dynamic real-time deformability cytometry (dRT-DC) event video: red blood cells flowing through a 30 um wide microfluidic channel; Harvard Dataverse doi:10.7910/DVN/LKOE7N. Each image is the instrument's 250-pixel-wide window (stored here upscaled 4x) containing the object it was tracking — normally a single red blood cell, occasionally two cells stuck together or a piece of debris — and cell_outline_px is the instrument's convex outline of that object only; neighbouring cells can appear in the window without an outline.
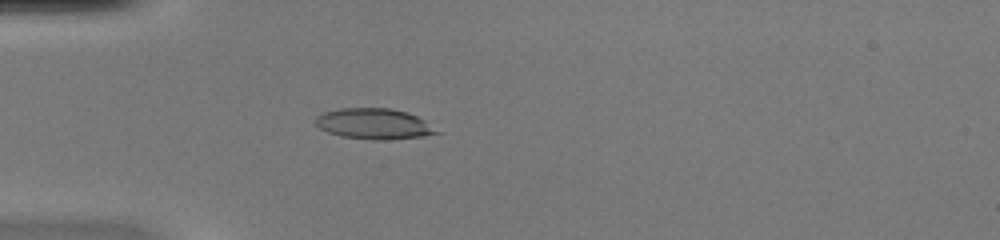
{"species": "common noctule bat (a hibernating species)", "species_latin": "Nyctalus noctula", "temperature_condition": "warm", "stored_images_in_passage": 51, "camera_frame_rate_fps": 3000, "um_per_image_px": 0.085, "animal": {"sex": "female", "body_mass_g": 20.0, "forearm_length_mm": 54.0}, "frame": {"image": 1, "passage_image": 16, "time_ms": 5.0, "image_size_px": [1000, 240], "cell_outline_px": [[444, 132], [424, 136], [388, 140], [372, 140], [340, 136], [328, 132], [320, 128], [316, 124], [316, 116], [324, 112], [340, 108], [392, 108], [408, 112], [424, 120]], "centroid_in_image_um": [31.84, 10.53], "position_along_channel_um": 53.2, "area_um2": 21.91}}
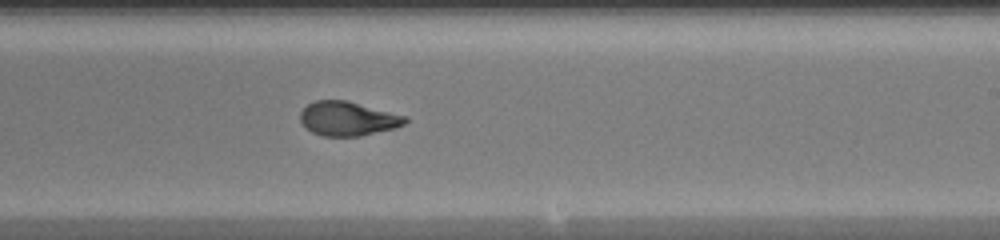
{"frame": {"image": 2, "passage_image": 32, "time_ms": 10.333, "image_size_px": [1000, 240], "cell_outline_px": [[408, 120], [404, 124], [396, 128], [360, 136], [320, 136], [312, 132], [300, 120], [300, 112], [308, 104], [316, 100], [348, 100], [408, 116]], "centroid_in_image_um": [29.6, 10.08], "position_along_channel_um": 259.4, "area_um2": 21.04}}
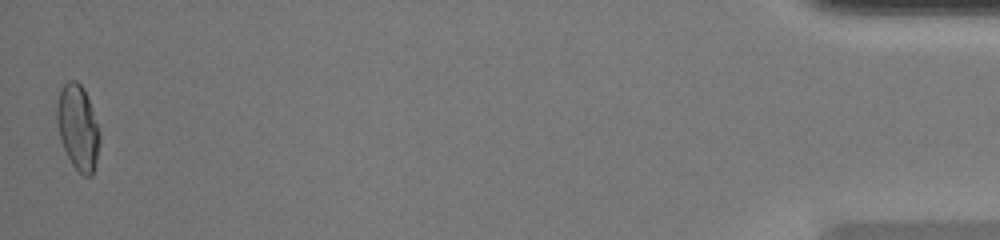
{"frame": {"image": 3, "passage_image": 51, "time_ms": 16.667, "image_size_px": [1000, 240], "cell_outline_px": [[100, 144], [92, 176], [84, 176], [72, 164], [60, 140], [56, 120], [56, 104], [60, 92], [64, 84], [68, 80], [76, 80], [84, 88], [92, 108], [100, 132]], "centroid_in_image_um": [6.62, 10.81], "position_along_channel_um": 428.6, "area_um2": 21.27}, "authors_computed_cell_mechanics": {"area_um2": 21.2704, "velocity_mm_per_s": 4.0921, "shape_relaxation_time_tau1_ms": 9.402, "shape_relaxation_time_tau2_ms": 1.0567, "deformation_change_tau1": 0.3216, "deformation_change_tau2": 0.0742}}